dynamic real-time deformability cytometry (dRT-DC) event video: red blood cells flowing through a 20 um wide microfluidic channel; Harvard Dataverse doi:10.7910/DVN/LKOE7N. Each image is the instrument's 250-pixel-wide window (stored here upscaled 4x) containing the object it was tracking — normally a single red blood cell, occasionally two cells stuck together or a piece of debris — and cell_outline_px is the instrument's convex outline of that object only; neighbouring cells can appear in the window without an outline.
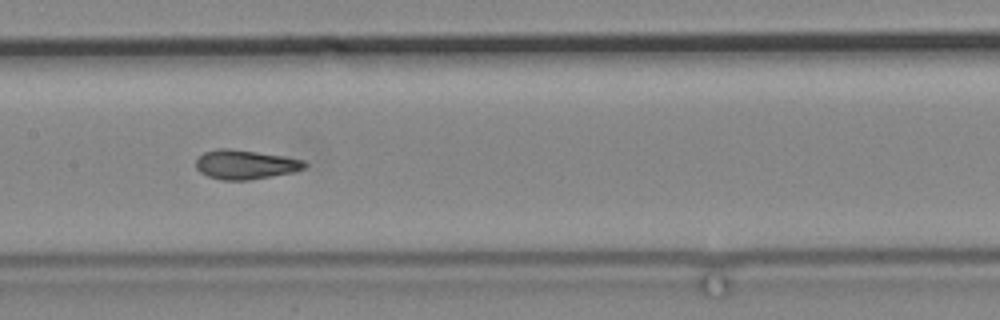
{"species": "common noctule bat (a hibernating species)", "species_latin": "Nyctalus noctula", "temperature_condition": "cold", "stored_images_in_passage": 12, "camera_frame_rate_fps": 3000, "um_per_image_px": 0.085, "animal": {"sex": "male", "body_mass_g": 19.2, "forearm_length_mm": 51.8}, "frame": {"image": 1, "passage_image": 12, "time_ms": 14.333, "image_size_px": [1000, 320], "cell_outline_px": [[308, 164], [304, 168], [292, 172], [272, 176], [248, 180], [220, 180], [208, 176], [200, 172], [196, 168], [196, 160], [204, 152], [220, 148], [228, 148], [284, 156], [304, 160]], "centroid_in_image_um": [20.84, 13.99], "position_along_channel_um": 186.6, "area_um2": 18.44}}